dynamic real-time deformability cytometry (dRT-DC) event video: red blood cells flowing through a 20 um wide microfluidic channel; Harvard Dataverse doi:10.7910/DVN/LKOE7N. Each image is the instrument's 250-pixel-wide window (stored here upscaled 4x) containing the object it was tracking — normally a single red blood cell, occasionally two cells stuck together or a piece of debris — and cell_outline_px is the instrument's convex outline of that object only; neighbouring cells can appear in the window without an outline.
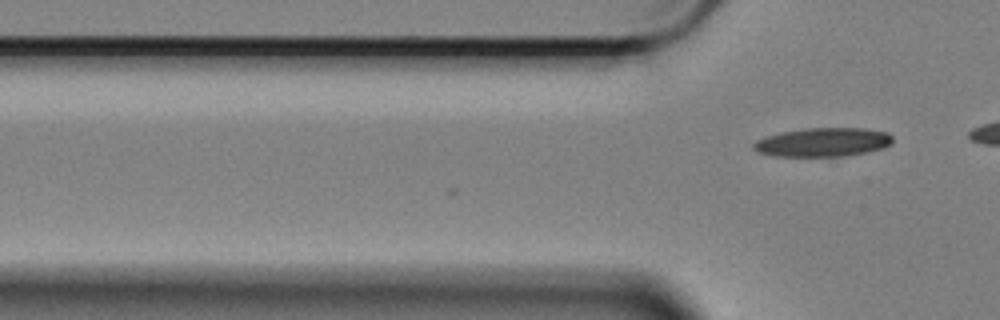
{"species": "Egyptian fruit bat (a non-hibernating species)", "species_latin": "Rousettus aegyptiacus", "temperature_condition": "cold", "stored_images_in_passage": 6, "camera_frame_rate_fps": 3000, "um_per_image_px": 0.085, "animal": {"sex": "female"}, "frame": {"image": 1, "passage_image": 6, "time_ms": 1.667, "image_size_px": [1000, 320], "cell_outline_px": [[892, 144], [884, 148], [848, 156], [776, 156], [756, 152], [752, 148], [752, 144], [756, 140], [764, 136], [780, 132], [804, 128], [864, 128], [888, 132], [892, 136]], "centroid_in_image_um": [69.93, 12.08], "position_along_channel_um": 55.9, "area_um2": 23.7}}